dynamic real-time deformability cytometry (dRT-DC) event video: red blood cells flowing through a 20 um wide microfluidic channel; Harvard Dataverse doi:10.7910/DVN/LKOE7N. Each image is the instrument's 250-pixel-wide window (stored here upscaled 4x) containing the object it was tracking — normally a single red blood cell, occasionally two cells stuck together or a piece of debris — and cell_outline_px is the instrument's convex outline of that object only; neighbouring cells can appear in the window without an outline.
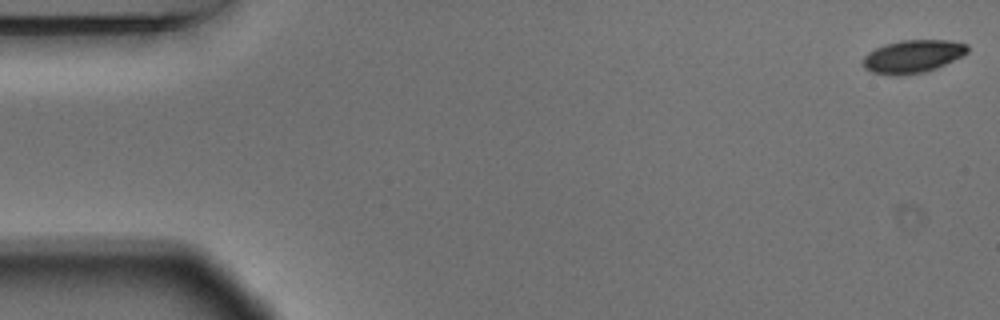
{"species": "Egyptian fruit bat (a non-hibernating species)", "species_latin": "Rousettus aegyptiacus", "temperature_condition": "warm", "stored_images_in_passage": 16, "camera_frame_rate_fps": 3000, "um_per_image_px": 0.085, "animal": {"sex": "male"}, "frame": {"image": 1, "passage_image": 1, "time_ms": 0.0, "image_size_px": [1000, 320], "cell_outline_px": [[968, 52], [936, 68], [924, 72], [896, 76], [888, 76], [872, 72], [864, 68], [864, 56], [868, 52], [884, 44], [900, 40], [952, 40], [968, 44]], "centroid_in_image_um": [77.56, 4.79], "position_along_channel_um": 7.4, "area_um2": 20.06}}
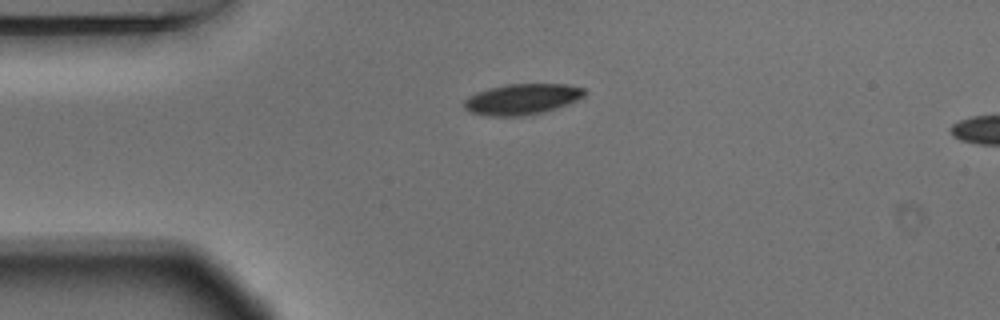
{"frame": {"image": 2, "passage_image": 13, "time_ms": 4.0, "image_size_px": [1000, 320], "cell_outline_px": [[584, 96], [568, 104], [544, 112], [524, 116], [488, 116], [468, 112], [464, 108], [464, 100], [468, 96], [476, 92], [488, 88], [508, 84], [568, 84], [584, 88]], "centroid_in_image_um": [44.34, 8.43], "position_along_channel_um": 40.7, "area_um2": 21.73}}